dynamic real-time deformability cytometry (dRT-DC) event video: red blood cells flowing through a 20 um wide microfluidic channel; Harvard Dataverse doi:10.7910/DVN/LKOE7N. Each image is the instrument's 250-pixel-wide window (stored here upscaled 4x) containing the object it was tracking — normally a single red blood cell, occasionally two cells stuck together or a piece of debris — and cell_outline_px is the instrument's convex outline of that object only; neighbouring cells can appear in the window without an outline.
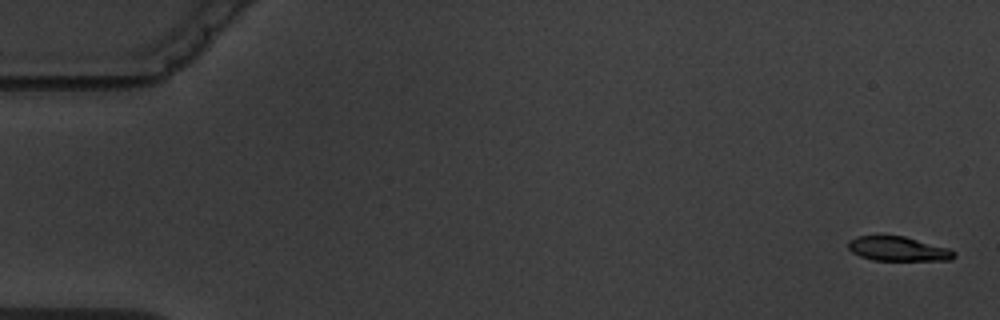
{"species": "common noctule bat (a hibernating species)", "species_latin": "Nyctalus noctula", "temperature_condition": "warm", "stored_images_in_passage": 6, "segment_of_instrument_passage": [2, 2], "camera_frame_rate_fps": 3000, "um_per_image_px": 0.085, "animal": {"sex": "male", "body_mass_g": 19.5, "forearm_length_mm": 54.6}, "frame": {"image": 1, "passage_image": 6, "time_ms": 6.0, "image_size_px": [1000, 320], "cell_outline_px": [[956, 256], [952, 260], [872, 260], [860, 256], [852, 252], [848, 248], [848, 240], [856, 236], [904, 236], [952, 248], [956, 252]], "centroid_in_image_um": [76.38, 21.15], "position_along_channel_um": 8.6, "area_um2": 15.26}}